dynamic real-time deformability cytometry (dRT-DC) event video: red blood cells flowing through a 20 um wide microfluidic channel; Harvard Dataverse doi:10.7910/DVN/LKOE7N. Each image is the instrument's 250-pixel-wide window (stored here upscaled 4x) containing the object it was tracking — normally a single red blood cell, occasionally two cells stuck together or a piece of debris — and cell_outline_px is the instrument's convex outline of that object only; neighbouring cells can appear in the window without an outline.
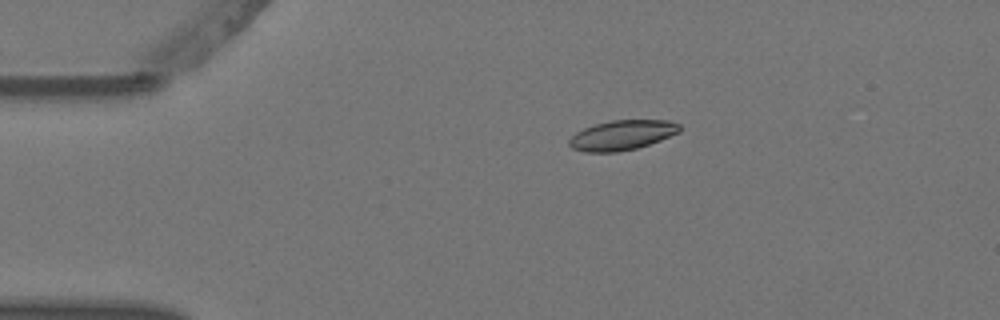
{"species": "Egyptian fruit bat (a non-hibernating species)", "species_latin": "Rousettus aegyptiacus", "temperature_condition": "warm", "stored_images_in_passage": 2, "camera_frame_rate_fps": 3000, "um_per_image_px": 0.085, "animal": {"sex": "female"}, "frame": {"image": 1, "passage_image": 1, "time_ms": 0.0, "image_size_px": [1000, 320], "cell_outline_px": [[680, 132], [660, 140], [636, 148], [616, 152], [584, 152], [572, 148], [568, 144], [568, 140], [576, 132], [584, 128], [596, 124], [612, 120], [668, 120], [680, 124]], "centroid_in_image_um": [52.86, 11.48], "position_along_channel_um": 32.1, "area_um2": 19.13}}